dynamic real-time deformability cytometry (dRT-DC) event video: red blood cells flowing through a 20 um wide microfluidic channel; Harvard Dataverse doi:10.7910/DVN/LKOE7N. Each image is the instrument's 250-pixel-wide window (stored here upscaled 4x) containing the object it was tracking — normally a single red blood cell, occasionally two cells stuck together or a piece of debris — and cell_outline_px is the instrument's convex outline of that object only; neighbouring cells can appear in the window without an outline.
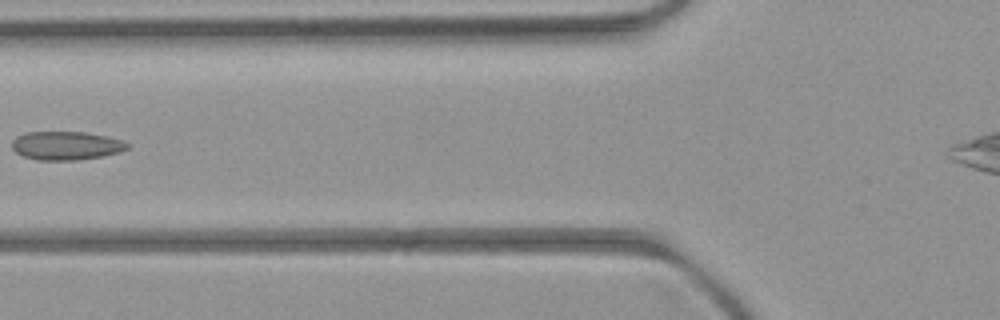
{"species": "common noctule bat (a hibernating species)", "species_latin": "Nyctalus noctula", "temperature_condition": "room temperature", "stored_images_in_passage": 5, "camera_frame_rate_fps": 3000, "um_per_image_px": 0.085, "animal": {"sex": "female", "body_mass_g": 21.9}, "frame": {"image": 1, "passage_image": 5, "time_ms": 4.667, "image_size_px": [1000, 320], "cell_outline_px": [[128, 148], [120, 152], [104, 156], [76, 160], [36, 160], [24, 156], [16, 152], [12, 148], [12, 140], [16, 136], [24, 132], [84, 132], [108, 136], [120, 140], [128, 144]], "centroid_in_image_um": [5.6, 12.38], "position_along_channel_um": 120.2, "area_um2": 19.25}}